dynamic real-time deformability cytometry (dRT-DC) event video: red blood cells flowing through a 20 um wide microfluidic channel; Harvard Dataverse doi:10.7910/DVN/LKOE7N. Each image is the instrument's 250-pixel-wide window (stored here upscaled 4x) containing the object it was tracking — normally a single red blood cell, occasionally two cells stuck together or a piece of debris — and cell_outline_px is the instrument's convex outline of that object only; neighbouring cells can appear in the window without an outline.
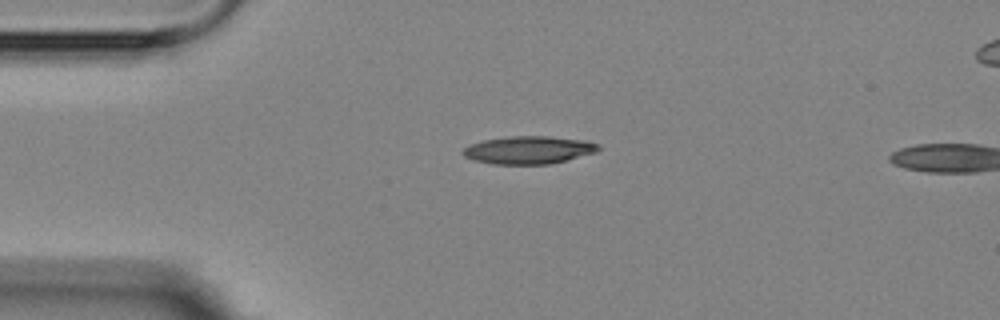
{"species": "Egyptian fruit bat (a non-hibernating species)", "species_latin": "Rousettus aegyptiacus", "temperature_condition": "room temperature", "stored_images_in_passage": 2, "camera_frame_rate_fps": 3000, "um_per_image_px": 0.085, "animal": {"sex": "female"}, "frame": {"image": 1, "passage_image": 1, "time_ms": 0.0, "image_size_px": [1000, 320], "cell_outline_px": [[600, 148], [596, 152], [552, 164], [492, 164], [472, 160], [464, 156], [460, 152], [464, 148], [472, 144], [484, 140], [512, 136], [548, 136], [588, 140], [600, 144]], "centroid_in_image_um": [44.96, 12.75], "position_along_channel_um": 40.0, "area_um2": 22.08}}